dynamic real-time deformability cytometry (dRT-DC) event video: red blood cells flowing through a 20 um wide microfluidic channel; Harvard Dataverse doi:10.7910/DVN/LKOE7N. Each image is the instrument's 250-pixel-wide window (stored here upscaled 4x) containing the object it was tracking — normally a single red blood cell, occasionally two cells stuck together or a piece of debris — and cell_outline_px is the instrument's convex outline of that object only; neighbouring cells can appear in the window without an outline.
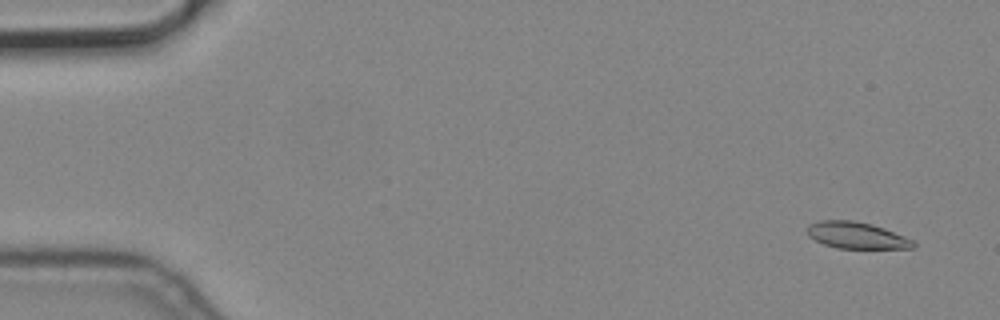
{"species": "common noctule bat (a hibernating species)", "species_latin": "Nyctalus noctula", "temperature_condition": "cold", "stored_images_in_passage": 5, "camera_frame_rate_fps": 3000, "um_per_image_px": 0.085, "animal": {"sex": "male", "body_mass_g": 19.2, "forearm_length_mm": 51.8}, "frame": {"image": 1, "passage_image": 1, "time_ms": 0.0, "image_size_px": [1000, 320], "cell_outline_px": [[916, 248], [836, 248], [824, 244], [808, 236], [808, 224], [820, 220], [852, 220], [872, 224], [884, 228], [904, 236], [912, 240], [916, 244]], "centroid_in_image_um": [72.8, 20.0], "position_along_channel_um": 12.2, "area_um2": 16.36}}
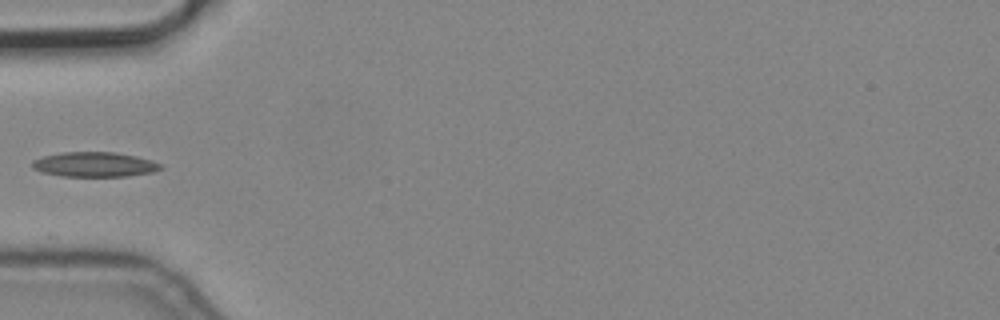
{"frame": {"image": 2, "passage_image": 5, "time_ms": 1.333, "image_size_px": [1000, 320], "cell_outline_px": [[164, 168], [152, 172], [128, 176], [60, 176], [40, 172], [32, 168], [32, 160], [44, 156], [64, 152], [116, 152], [136, 156], [164, 164]], "centroid_in_image_um": [8.04, 13.98], "position_along_channel_um": 77.0, "area_um2": 18.67}}